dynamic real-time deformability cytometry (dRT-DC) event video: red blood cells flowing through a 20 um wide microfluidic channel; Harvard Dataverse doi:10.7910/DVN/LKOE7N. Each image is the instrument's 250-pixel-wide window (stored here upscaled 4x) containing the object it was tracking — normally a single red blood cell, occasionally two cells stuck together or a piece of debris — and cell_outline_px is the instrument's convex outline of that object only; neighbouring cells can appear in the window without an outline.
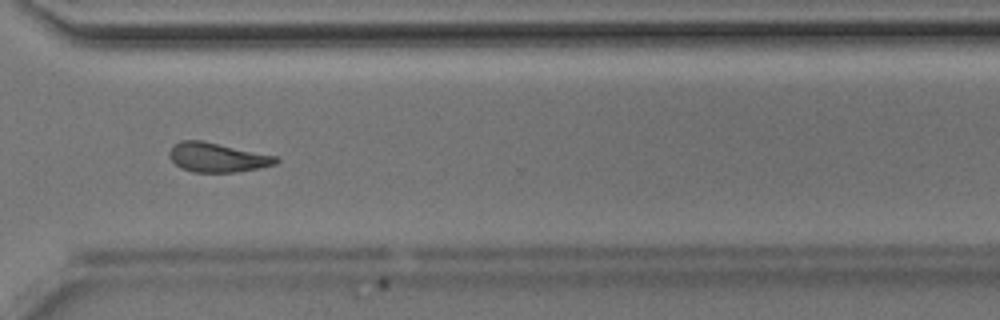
{"species": "Egyptian fruit bat (a non-hibernating species)", "species_latin": "Rousettus aegyptiacus", "temperature_condition": "room temperature", "stored_images_in_passage": 47, "camera_frame_rate_fps": 3000, "um_per_image_px": 0.085, "animal": {"sex": "male"}, "frame": {"image": 1, "passage_image": 34, "time_ms": 11.0, "image_size_px": [1000, 320], "cell_outline_px": [[280, 160], [276, 164], [260, 168], [236, 172], [192, 172], [180, 168], [168, 156], [168, 152], [180, 140], [200, 140], [280, 156]], "centroid_in_image_um": [18.51, 13.38], "position_along_channel_um": 352.1, "area_um2": 18.38}}